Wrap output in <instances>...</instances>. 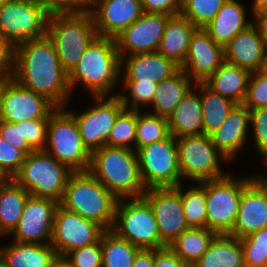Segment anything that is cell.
I'll return each mask as SVG.
<instances>
[{"label":"cell","mask_w":267,"mask_h":267,"mask_svg":"<svg viewBox=\"0 0 267 267\" xmlns=\"http://www.w3.org/2000/svg\"><path fill=\"white\" fill-rule=\"evenodd\" d=\"M22 86L45 96L56 107H64L70 87L53 42L47 37L15 46L12 77Z\"/></svg>","instance_id":"obj_1"},{"label":"cell","mask_w":267,"mask_h":267,"mask_svg":"<svg viewBox=\"0 0 267 267\" xmlns=\"http://www.w3.org/2000/svg\"><path fill=\"white\" fill-rule=\"evenodd\" d=\"M88 171L118 199L140 198L146 191L134 149L106 145L95 149Z\"/></svg>","instance_id":"obj_2"},{"label":"cell","mask_w":267,"mask_h":267,"mask_svg":"<svg viewBox=\"0 0 267 267\" xmlns=\"http://www.w3.org/2000/svg\"><path fill=\"white\" fill-rule=\"evenodd\" d=\"M122 64L115 38L97 36L68 74L70 90L80 82L93 97H107L120 77Z\"/></svg>","instance_id":"obj_3"},{"label":"cell","mask_w":267,"mask_h":267,"mask_svg":"<svg viewBox=\"0 0 267 267\" xmlns=\"http://www.w3.org/2000/svg\"><path fill=\"white\" fill-rule=\"evenodd\" d=\"M118 198L107 190L89 171L73 172L68 178L62 207L110 230L115 219Z\"/></svg>","instance_id":"obj_4"},{"label":"cell","mask_w":267,"mask_h":267,"mask_svg":"<svg viewBox=\"0 0 267 267\" xmlns=\"http://www.w3.org/2000/svg\"><path fill=\"white\" fill-rule=\"evenodd\" d=\"M91 13L51 12L47 37L53 42L63 70L69 74L97 37Z\"/></svg>","instance_id":"obj_5"},{"label":"cell","mask_w":267,"mask_h":267,"mask_svg":"<svg viewBox=\"0 0 267 267\" xmlns=\"http://www.w3.org/2000/svg\"><path fill=\"white\" fill-rule=\"evenodd\" d=\"M73 172L44 150L29 153L13 180L32 197L60 203Z\"/></svg>","instance_id":"obj_6"},{"label":"cell","mask_w":267,"mask_h":267,"mask_svg":"<svg viewBox=\"0 0 267 267\" xmlns=\"http://www.w3.org/2000/svg\"><path fill=\"white\" fill-rule=\"evenodd\" d=\"M46 141L49 153L72 172H86L91 162V152L83 144L74 116L63 107H57L49 116ZM48 149V150H47Z\"/></svg>","instance_id":"obj_7"},{"label":"cell","mask_w":267,"mask_h":267,"mask_svg":"<svg viewBox=\"0 0 267 267\" xmlns=\"http://www.w3.org/2000/svg\"><path fill=\"white\" fill-rule=\"evenodd\" d=\"M110 230L140 249L157 250L167 247L161 241L153 210L143 197L119 199Z\"/></svg>","instance_id":"obj_8"},{"label":"cell","mask_w":267,"mask_h":267,"mask_svg":"<svg viewBox=\"0 0 267 267\" xmlns=\"http://www.w3.org/2000/svg\"><path fill=\"white\" fill-rule=\"evenodd\" d=\"M50 13L36 0H10L0 6V36L14 46L43 38Z\"/></svg>","instance_id":"obj_9"},{"label":"cell","mask_w":267,"mask_h":267,"mask_svg":"<svg viewBox=\"0 0 267 267\" xmlns=\"http://www.w3.org/2000/svg\"><path fill=\"white\" fill-rule=\"evenodd\" d=\"M254 179H233L229 176L206 180L207 228L217 234H229L239 210L243 189Z\"/></svg>","instance_id":"obj_10"},{"label":"cell","mask_w":267,"mask_h":267,"mask_svg":"<svg viewBox=\"0 0 267 267\" xmlns=\"http://www.w3.org/2000/svg\"><path fill=\"white\" fill-rule=\"evenodd\" d=\"M136 152L141 179L146 190L176 188L181 184L177 140L174 136L170 134L166 139L148 144Z\"/></svg>","instance_id":"obj_11"},{"label":"cell","mask_w":267,"mask_h":267,"mask_svg":"<svg viewBox=\"0 0 267 267\" xmlns=\"http://www.w3.org/2000/svg\"><path fill=\"white\" fill-rule=\"evenodd\" d=\"M176 140L181 177L197 182L225 177L219 167L218 158L226 157L213 145L210 136L186 135Z\"/></svg>","instance_id":"obj_12"},{"label":"cell","mask_w":267,"mask_h":267,"mask_svg":"<svg viewBox=\"0 0 267 267\" xmlns=\"http://www.w3.org/2000/svg\"><path fill=\"white\" fill-rule=\"evenodd\" d=\"M104 231L99 224L58 204L54 212L51 246L62 259L74 249L97 242Z\"/></svg>","instance_id":"obj_13"},{"label":"cell","mask_w":267,"mask_h":267,"mask_svg":"<svg viewBox=\"0 0 267 267\" xmlns=\"http://www.w3.org/2000/svg\"><path fill=\"white\" fill-rule=\"evenodd\" d=\"M96 106L80 115L71 113L77 123L83 144L90 152L106 145L118 115L125 109L120 97L95 96ZM107 99V100H104Z\"/></svg>","instance_id":"obj_14"},{"label":"cell","mask_w":267,"mask_h":267,"mask_svg":"<svg viewBox=\"0 0 267 267\" xmlns=\"http://www.w3.org/2000/svg\"><path fill=\"white\" fill-rule=\"evenodd\" d=\"M3 121L19 123L32 119H49L57 108L45 96L35 93L13 78L2 81Z\"/></svg>","instance_id":"obj_15"},{"label":"cell","mask_w":267,"mask_h":267,"mask_svg":"<svg viewBox=\"0 0 267 267\" xmlns=\"http://www.w3.org/2000/svg\"><path fill=\"white\" fill-rule=\"evenodd\" d=\"M143 198L153 210L161 241L166 246L189 229L184 216L181 194L176 188L147 189Z\"/></svg>","instance_id":"obj_16"},{"label":"cell","mask_w":267,"mask_h":267,"mask_svg":"<svg viewBox=\"0 0 267 267\" xmlns=\"http://www.w3.org/2000/svg\"><path fill=\"white\" fill-rule=\"evenodd\" d=\"M169 17L170 15L143 12L137 20L117 35L115 41L121 62H124L126 50H129L128 55L157 51Z\"/></svg>","instance_id":"obj_17"},{"label":"cell","mask_w":267,"mask_h":267,"mask_svg":"<svg viewBox=\"0 0 267 267\" xmlns=\"http://www.w3.org/2000/svg\"><path fill=\"white\" fill-rule=\"evenodd\" d=\"M59 203L47 198L29 196L17 227L13 230L15 242L51 244L54 212ZM43 238V239H42Z\"/></svg>","instance_id":"obj_18"},{"label":"cell","mask_w":267,"mask_h":267,"mask_svg":"<svg viewBox=\"0 0 267 267\" xmlns=\"http://www.w3.org/2000/svg\"><path fill=\"white\" fill-rule=\"evenodd\" d=\"M225 62V49L198 28L191 36L186 61L180 67L196 83L205 81Z\"/></svg>","instance_id":"obj_19"},{"label":"cell","mask_w":267,"mask_h":267,"mask_svg":"<svg viewBox=\"0 0 267 267\" xmlns=\"http://www.w3.org/2000/svg\"><path fill=\"white\" fill-rule=\"evenodd\" d=\"M91 12L97 35L115 38L142 14L141 0H99Z\"/></svg>","instance_id":"obj_20"},{"label":"cell","mask_w":267,"mask_h":267,"mask_svg":"<svg viewBox=\"0 0 267 267\" xmlns=\"http://www.w3.org/2000/svg\"><path fill=\"white\" fill-rule=\"evenodd\" d=\"M267 227V189L253 179L241 195L239 210L229 235L242 238Z\"/></svg>","instance_id":"obj_21"},{"label":"cell","mask_w":267,"mask_h":267,"mask_svg":"<svg viewBox=\"0 0 267 267\" xmlns=\"http://www.w3.org/2000/svg\"><path fill=\"white\" fill-rule=\"evenodd\" d=\"M254 24L235 35L224 47L225 62L251 72L261 70L266 50V44Z\"/></svg>","instance_id":"obj_22"},{"label":"cell","mask_w":267,"mask_h":267,"mask_svg":"<svg viewBox=\"0 0 267 267\" xmlns=\"http://www.w3.org/2000/svg\"><path fill=\"white\" fill-rule=\"evenodd\" d=\"M125 67V83L158 84L180 69L173 60L157 51L129 55Z\"/></svg>","instance_id":"obj_23"},{"label":"cell","mask_w":267,"mask_h":267,"mask_svg":"<svg viewBox=\"0 0 267 267\" xmlns=\"http://www.w3.org/2000/svg\"><path fill=\"white\" fill-rule=\"evenodd\" d=\"M250 110L244 104H236L220 128L210 135L213 145L232 159L246 140Z\"/></svg>","instance_id":"obj_24"},{"label":"cell","mask_w":267,"mask_h":267,"mask_svg":"<svg viewBox=\"0 0 267 267\" xmlns=\"http://www.w3.org/2000/svg\"><path fill=\"white\" fill-rule=\"evenodd\" d=\"M197 29L181 14L170 16L157 52L181 67L186 61L191 36Z\"/></svg>","instance_id":"obj_25"},{"label":"cell","mask_w":267,"mask_h":267,"mask_svg":"<svg viewBox=\"0 0 267 267\" xmlns=\"http://www.w3.org/2000/svg\"><path fill=\"white\" fill-rule=\"evenodd\" d=\"M245 13L243 5L237 0H226L203 29L217 44L225 47L235 35L253 23L245 21Z\"/></svg>","instance_id":"obj_26"},{"label":"cell","mask_w":267,"mask_h":267,"mask_svg":"<svg viewBox=\"0 0 267 267\" xmlns=\"http://www.w3.org/2000/svg\"><path fill=\"white\" fill-rule=\"evenodd\" d=\"M0 258L8 267H54L60 260L51 244L15 242L0 249Z\"/></svg>","instance_id":"obj_27"},{"label":"cell","mask_w":267,"mask_h":267,"mask_svg":"<svg viewBox=\"0 0 267 267\" xmlns=\"http://www.w3.org/2000/svg\"><path fill=\"white\" fill-rule=\"evenodd\" d=\"M251 71L224 62L206 81L205 84L214 92L243 104L247 95Z\"/></svg>","instance_id":"obj_28"},{"label":"cell","mask_w":267,"mask_h":267,"mask_svg":"<svg viewBox=\"0 0 267 267\" xmlns=\"http://www.w3.org/2000/svg\"><path fill=\"white\" fill-rule=\"evenodd\" d=\"M169 132L175 138L204 134L200 97L192 89L168 118Z\"/></svg>","instance_id":"obj_29"},{"label":"cell","mask_w":267,"mask_h":267,"mask_svg":"<svg viewBox=\"0 0 267 267\" xmlns=\"http://www.w3.org/2000/svg\"><path fill=\"white\" fill-rule=\"evenodd\" d=\"M240 239L229 234H217L208 250L192 267H244Z\"/></svg>","instance_id":"obj_30"},{"label":"cell","mask_w":267,"mask_h":267,"mask_svg":"<svg viewBox=\"0 0 267 267\" xmlns=\"http://www.w3.org/2000/svg\"><path fill=\"white\" fill-rule=\"evenodd\" d=\"M191 79L180 68L174 75L157 84L152 105L154 115L169 118L183 97L191 90Z\"/></svg>","instance_id":"obj_31"},{"label":"cell","mask_w":267,"mask_h":267,"mask_svg":"<svg viewBox=\"0 0 267 267\" xmlns=\"http://www.w3.org/2000/svg\"><path fill=\"white\" fill-rule=\"evenodd\" d=\"M29 196L30 194L13 179H7L0 186V234H12Z\"/></svg>","instance_id":"obj_32"},{"label":"cell","mask_w":267,"mask_h":267,"mask_svg":"<svg viewBox=\"0 0 267 267\" xmlns=\"http://www.w3.org/2000/svg\"><path fill=\"white\" fill-rule=\"evenodd\" d=\"M217 233L209 228H189L178 236L168 247L192 267L208 250Z\"/></svg>","instance_id":"obj_33"},{"label":"cell","mask_w":267,"mask_h":267,"mask_svg":"<svg viewBox=\"0 0 267 267\" xmlns=\"http://www.w3.org/2000/svg\"><path fill=\"white\" fill-rule=\"evenodd\" d=\"M201 92L204 134L210 136L225 122L236 103L214 92L205 83H195Z\"/></svg>","instance_id":"obj_34"},{"label":"cell","mask_w":267,"mask_h":267,"mask_svg":"<svg viewBox=\"0 0 267 267\" xmlns=\"http://www.w3.org/2000/svg\"><path fill=\"white\" fill-rule=\"evenodd\" d=\"M102 267H132L137 253L141 250L112 230L101 235Z\"/></svg>","instance_id":"obj_35"},{"label":"cell","mask_w":267,"mask_h":267,"mask_svg":"<svg viewBox=\"0 0 267 267\" xmlns=\"http://www.w3.org/2000/svg\"><path fill=\"white\" fill-rule=\"evenodd\" d=\"M125 109L118 115L112 127L106 146L134 149L130 143L136 141L137 110L128 109V97L119 94Z\"/></svg>","instance_id":"obj_36"},{"label":"cell","mask_w":267,"mask_h":267,"mask_svg":"<svg viewBox=\"0 0 267 267\" xmlns=\"http://www.w3.org/2000/svg\"><path fill=\"white\" fill-rule=\"evenodd\" d=\"M199 187L189 188L185 193L181 191V184L176 189L181 194L183 211L189 228H207L205 181Z\"/></svg>","instance_id":"obj_37"},{"label":"cell","mask_w":267,"mask_h":267,"mask_svg":"<svg viewBox=\"0 0 267 267\" xmlns=\"http://www.w3.org/2000/svg\"><path fill=\"white\" fill-rule=\"evenodd\" d=\"M137 110L135 151L148 144L162 141L169 135L168 118ZM141 113V114H140Z\"/></svg>","instance_id":"obj_38"},{"label":"cell","mask_w":267,"mask_h":267,"mask_svg":"<svg viewBox=\"0 0 267 267\" xmlns=\"http://www.w3.org/2000/svg\"><path fill=\"white\" fill-rule=\"evenodd\" d=\"M226 0H182L180 14L197 28H204L216 16Z\"/></svg>","instance_id":"obj_39"},{"label":"cell","mask_w":267,"mask_h":267,"mask_svg":"<svg viewBox=\"0 0 267 267\" xmlns=\"http://www.w3.org/2000/svg\"><path fill=\"white\" fill-rule=\"evenodd\" d=\"M244 264L247 267H267V227L240 238Z\"/></svg>","instance_id":"obj_40"},{"label":"cell","mask_w":267,"mask_h":267,"mask_svg":"<svg viewBox=\"0 0 267 267\" xmlns=\"http://www.w3.org/2000/svg\"><path fill=\"white\" fill-rule=\"evenodd\" d=\"M61 260L69 267H102L101 237L97 242L70 251Z\"/></svg>","instance_id":"obj_41"},{"label":"cell","mask_w":267,"mask_h":267,"mask_svg":"<svg viewBox=\"0 0 267 267\" xmlns=\"http://www.w3.org/2000/svg\"><path fill=\"white\" fill-rule=\"evenodd\" d=\"M249 110L267 107V73L259 70L252 72L243 103Z\"/></svg>","instance_id":"obj_42"},{"label":"cell","mask_w":267,"mask_h":267,"mask_svg":"<svg viewBox=\"0 0 267 267\" xmlns=\"http://www.w3.org/2000/svg\"><path fill=\"white\" fill-rule=\"evenodd\" d=\"M26 156L22 150L0 137V172L7 179H13L19 172Z\"/></svg>","instance_id":"obj_43"},{"label":"cell","mask_w":267,"mask_h":267,"mask_svg":"<svg viewBox=\"0 0 267 267\" xmlns=\"http://www.w3.org/2000/svg\"><path fill=\"white\" fill-rule=\"evenodd\" d=\"M49 119H32L21 122L22 138L34 150H44Z\"/></svg>","instance_id":"obj_44"},{"label":"cell","mask_w":267,"mask_h":267,"mask_svg":"<svg viewBox=\"0 0 267 267\" xmlns=\"http://www.w3.org/2000/svg\"><path fill=\"white\" fill-rule=\"evenodd\" d=\"M250 122L254 127V140L261 155L267 154V107L250 110Z\"/></svg>","instance_id":"obj_45"},{"label":"cell","mask_w":267,"mask_h":267,"mask_svg":"<svg viewBox=\"0 0 267 267\" xmlns=\"http://www.w3.org/2000/svg\"><path fill=\"white\" fill-rule=\"evenodd\" d=\"M0 137L3 138L8 144L22 150L26 155L34 151L25 138H22L21 122L10 123L2 121L0 124Z\"/></svg>","instance_id":"obj_46"},{"label":"cell","mask_w":267,"mask_h":267,"mask_svg":"<svg viewBox=\"0 0 267 267\" xmlns=\"http://www.w3.org/2000/svg\"><path fill=\"white\" fill-rule=\"evenodd\" d=\"M132 97L131 110H139V103L151 104L157 88L156 83H124Z\"/></svg>","instance_id":"obj_47"},{"label":"cell","mask_w":267,"mask_h":267,"mask_svg":"<svg viewBox=\"0 0 267 267\" xmlns=\"http://www.w3.org/2000/svg\"><path fill=\"white\" fill-rule=\"evenodd\" d=\"M15 46L0 36V82L13 77Z\"/></svg>","instance_id":"obj_48"},{"label":"cell","mask_w":267,"mask_h":267,"mask_svg":"<svg viewBox=\"0 0 267 267\" xmlns=\"http://www.w3.org/2000/svg\"><path fill=\"white\" fill-rule=\"evenodd\" d=\"M141 5L143 12L173 16L180 14L182 0H141Z\"/></svg>","instance_id":"obj_49"},{"label":"cell","mask_w":267,"mask_h":267,"mask_svg":"<svg viewBox=\"0 0 267 267\" xmlns=\"http://www.w3.org/2000/svg\"><path fill=\"white\" fill-rule=\"evenodd\" d=\"M153 267H188L168 246L154 250Z\"/></svg>","instance_id":"obj_50"},{"label":"cell","mask_w":267,"mask_h":267,"mask_svg":"<svg viewBox=\"0 0 267 267\" xmlns=\"http://www.w3.org/2000/svg\"><path fill=\"white\" fill-rule=\"evenodd\" d=\"M99 0H65V13H91ZM92 5V6H91Z\"/></svg>","instance_id":"obj_51"},{"label":"cell","mask_w":267,"mask_h":267,"mask_svg":"<svg viewBox=\"0 0 267 267\" xmlns=\"http://www.w3.org/2000/svg\"><path fill=\"white\" fill-rule=\"evenodd\" d=\"M154 250L141 249L134 260L132 267H153Z\"/></svg>","instance_id":"obj_52"},{"label":"cell","mask_w":267,"mask_h":267,"mask_svg":"<svg viewBox=\"0 0 267 267\" xmlns=\"http://www.w3.org/2000/svg\"><path fill=\"white\" fill-rule=\"evenodd\" d=\"M254 15L256 17L255 20L257 21L255 24L257 25L256 28L264 40V43L267 45V8L255 11Z\"/></svg>","instance_id":"obj_53"},{"label":"cell","mask_w":267,"mask_h":267,"mask_svg":"<svg viewBox=\"0 0 267 267\" xmlns=\"http://www.w3.org/2000/svg\"><path fill=\"white\" fill-rule=\"evenodd\" d=\"M50 12L65 13V0H36Z\"/></svg>","instance_id":"obj_54"},{"label":"cell","mask_w":267,"mask_h":267,"mask_svg":"<svg viewBox=\"0 0 267 267\" xmlns=\"http://www.w3.org/2000/svg\"><path fill=\"white\" fill-rule=\"evenodd\" d=\"M252 4V11L253 13L258 10H262L267 8V0H254Z\"/></svg>","instance_id":"obj_55"},{"label":"cell","mask_w":267,"mask_h":267,"mask_svg":"<svg viewBox=\"0 0 267 267\" xmlns=\"http://www.w3.org/2000/svg\"><path fill=\"white\" fill-rule=\"evenodd\" d=\"M265 158V162L267 163V154L263 155ZM254 179L265 189H267V178H264L263 176H255Z\"/></svg>","instance_id":"obj_56"},{"label":"cell","mask_w":267,"mask_h":267,"mask_svg":"<svg viewBox=\"0 0 267 267\" xmlns=\"http://www.w3.org/2000/svg\"><path fill=\"white\" fill-rule=\"evenodd\" d=\"M2 109H3V101H2V82H0V124H1V122L3 121Z\"/></svg>","instance_id":"obj_57"},{"label":"cell","mask_w":267,"mask_h":267,"mask_svg":"<svg viewBox=\"0 0 267 267\" xmlns=\"http://www.w3.org/2000/svg\"><path fill=\"white\" fill-rule=\"evenodd\" d=\"M261 70L267 73V45L265 50L264 62Z\"/></svg>","instance_id":"obj_58"},{"label":"cell","mask_w":267,"mask_h":267,"mask_svg":"<svg viewBox=\"0 0 267 267\" xmlns=\"http://www.w3.org/2000/svg\"><path fill=\"white\" fill-rule=\"evenodd\" d=\"M54 267H69L64 261L61 259L54 265Z\"/></svg>","instance_id":"obj_59"},{"label":"cell","mask_w":267,"mask_h":267,"mask_svg":"<svg viewBox=\"0 0 267 267\" xmlns=\"http://www.w3.org/2000/svg\"><path fill=\"white\" fill-rule=\"evenodd\" d=\"M7 180V178L0 172V186Z\"/></svg>","instance_id":"obj_60"},{"label":"cell","mask_w":267,"mask_h":267,"mask_svg":"<svg viewBox=\"0 0 267 267\" xmlns=\"http://www.w3.org/2000/svg\"><path fill=\"white\" fill-rule=\"evenodd\" d=\"M0 267H8L1 258H0Z\"/></svg>","instance_id":"obj_61"},{"label":"cell","mask_w":267,"mask_h":267,"mask_svg":"<svg viewBox=\"0 0 267 267\" xmlns=\"http://www.w3.org/2000/svg\"><path fill=\"white\" fill-rule=\"evenodd\" d=\"M10 0H0V6H2L3 4H5L6 2H9Z\"/></svg>","instance_id":"obj_62"}]
</instances>
